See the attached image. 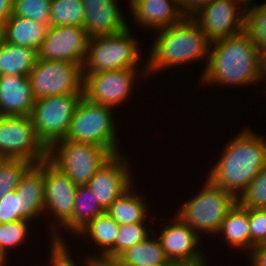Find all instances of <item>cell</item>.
Wrapping results in <instances>:
<instances>
[{"instance_id":"obj_1","label":"cell","mask_w":266,"mask_h":266,"mask_svg":"<svg viewBox=\"0 0 266 266\" xmlns=\"http://www.w3.org/2000/svg\"><path fill=\"white\" fill-rule=\"evenodd\" d=\"M206 62L200 76L205 84L241 87L262 80L259 50L245 31L211 42Z\"/></svg>"},{"instance_id":"obj_2","label":"cell","mask_w":266,"mask_h":266,"mask_svg":"<svg viewBox=\"0 0 266 266\" xmlns=\"http://www.w3.org/2000/svg\"><path fill=\"white\" fill-rule=\"evenodd\" d=\"M220 156L207 178L238 198L266 165V140L244 129L226 144Z\"/></svg>"},{"instance_id":"obj_3","label":"cell","mask_w":266,"mask_h":266,"mask_svg":"<svg viewBox=\"0 0 266 266\" xmlns=\"http://www.w3.org/2000/svg\"><path fill=\"white\" fill-rule=\"evenodd\" d=\"M146 72L154 74L171 66L208 60L210 41L192 17H184L168 28L157 30ZM159 34V35H158Z\"/></svg>"},{"instance_id":"obj_4","label":"cell","mask_w":266,"mask_h":266,"mask_svg":"<svg viewBox=\"0 0 266 266\" xmlns=\"http://www.w3.org/2000/svg\"><path fill=\"white\" fill-rule=\"evenodd\" d=\"M111 109L113 108L108 105L91 102L82 96L63 140L96 144L109 150L113 155L121 154Z\"/></svg>"},{"instance_id":"obj_5","label":"cell","mask_w":266,"mask_h":266,"mask_svg":"<svg viewBox=\"0 0 266 266\" xmlns=\"http://www.w3.org/2000/svg\"><path fill=\"white\" fill-rule=\"evenodd\" d=\"M129 26L116 34L90 37L82 74L107 70L136 69L141 51Z\"/></svg>"},{"instance_id":"obj_6","label":"cell","mask_w":266,"mask_h":266,"mask_svg":"<svg viewBox=\"0 0 266 266\" xmlns=\"http://www.w3.org/2000/svg\"><path fill=\"white\" fill-rule=\"evenodd\" d=\"M206 180L200 193L186 201L175 216L188 224L197 234L201 231L217 234L222 221L236 204L237 197L214 185L208 178Z\"/></svg>"},{"instance_id":"obj_7","label":"cell","mask_w":266,"mask_h":266,"mask_svg":"<svg viewBox=\"0 0 266 266\" xmlns=\"http://www.w3.org/2000/svg\"><path fill=\"white\" fill-rule=\"evenodd\" d=\"M113 156L109 150L96 144L60 140L48 148L47 159L77 186H81L87 185Z\"/></svg>"},{"instance_id":"obj_8","label":"cell","mask_w":266,"mask_h":266,"mask_svg":"<svg viewBox=\"0 0 266 266\" xmlns=\"http://www.w3.org/2000/svg\"><path fill=\"white\" fill-rule=\"evenodd\" d=\"M82 96L83 94H65L35 100L30 117L37 137L47 148L65 139Z\"/></svg>"},{"instance_id":"obj_9","label":"cell","mask_w":266,"mask_h":266,"mask_svg":"<svg viewBox=\"0 0 266 266\" xmlns=\"http://www.w3.org/2000/svg\"><path fill=\"white\" fill-rule=\"evenodd\" d=\"M33 97L83 94L82 68L68 61L38 59L28 75Z\"/></svg>"},{"instance_id":"obj_10","label":"cell","mask_w":266,"mask_h":266,"mask_svg":"<svg viewBox=\"0 0 266 266\" xmlns=\"http://www.w3.org/2000/svg\"><path fill=\"white\" fill-rule=\"evenodd\" d=\"M0 154L33 164L47 159L48 148L37 137L30 115H0Z\"/></svg>"},{"instance_id":"obj_11","label":"cell","mask_w":266,"mask_h":266,"mask_svg":"<svg viewBox=\"0 0 266 266\" xmlns=\"http://www.w3.org/2000/svg\"><path fill=\"white\" fill-rule=\"evenodd\" d=\"M142 71L125 68L83 75V96L91 102L114 108L131 95L138 73L146 76V66Z\"/></svg>"},{"instance_id":"obj_12","label":"cell","mask_w":266,"mask_h":266,"mask_svg":"<svg viewBox=\"0 0 266 266\" xmlns=\"http://www.w3.org/2000/svg\"><path fill=\"white\" fill-rule=\"evenodd\" d=\"M245 9V6L236 0H212L192 18L198 23L208 40L214 42L244 31Z\"/></svg>"},{"instance_id":"obj_13","label":"cell","mask_w":266,"mask_h":266,"mask_svg":"<svg viewBox=\"0 0 266 266\" xmlns=\"http://www.w3.org/2000/svg\"><path fill=\"white\" fill-rule=\"evenodd\" d=\"M89 36L80 26H49L41 43L38 59L68 61L84 65Z\"/></svg>"},{"instance_id":"obj_14","label":"cell","mask_w":266,"mask_h":266,"mask_svg":"<svg viewBox=\"0 0 266 266\" xmlns=\"http://www.w3.org/2000/svg\"><path fill=\"white\" fill-rule=\"evenodd\" d=\"M128 162L122 154L114 155L87 183L95 201H98L104 211L133 186L134 176H131Z\"/></svg>"},{"instance_id":"obj_15","label":"cell","mask_w":266,"mask_h":266,"mask_svg":"<svg viewBox=\"0 0 266 266\" xmlns=\"http://www.w3.org/2000/svg\"><path fill=\"white\" fill-rule=\"evenodd\" d=\"M45 201L44 212L54 214L63 227L71 218L77 185L48 159L44 160Z\"/></svg>"},{"instance_id":"obj_16","label":"cell","mask_w":266,"mask_h":266,"mask_svg":"<svg viewBox=\"0 0 266 266\" xmlns=\"http://www.w3.org/2000/svg\"><path fill=\"white\" fill-rule=\"evenodd\" d=\"M157 238L171 264L206 260L198 248L201 237L178 216L174 218L172 224H165Z\"/></svg>"},{"instance_id":"obj_17","label":"cell","mask_w":266,"mask_h":266,"mask_svg":"<svg viewBox=\"0 0 266 266\" xmlns=\"http://www.w3.org/2000/svg\"><path fill=\"white\" fill-rule=\"evenodd\" d=\"M82 2L84 28L89 37L116 34L128 27L117 0H82Z\"/></svg>"},{"instance_id":"obj_18","label":"cell","mask_w":266,"mask_h":266,"mask_svg":"<svg viewBox=\"0 0 266 266\" xmlns=\"http://www.w3.org/2000/svg\"><path fill=\"white\" fill-rule=\"evenodd\" d=\"M129 5L135 22L155 31L168 28L185 17L177 0H132Z\"/></svg>"},{"instance_id":"obj_19","label":"cell","mask_w":266,"mask_h":266,"mask_svg":"<svg viewBox=\"0 0 266 266\" xmlns=\"http://www.w3.org/2000/svg\"><path fill=\"white\" fill-rule=\"evenodd\" d=\"M34 102L28 76H0V115H30Z\"/></svg>"},{"instance_id":"obj_20","label":"cell","mask_w":266,"mask_h":266,"mask_svg":"<svg viewBox=\"0 0 266 266\" xmlns=\"http://www.w3.org/2000/svg\"><path fill=\"white\" fill-rule=\"evenodd\" d=\"M17 196L22 197L23 219L32 221L44 213L45 182L44 160L33 164L22 176L16 188Z\"/></svg>"},{"instance_id":"obj_21","label":"cell","mask_w":266,"mask_h":266,"mask_svg":"<svg viewBox=\"0 0 266 266\" xmlns=\"http://www.w3.org/2000/svg\"><path fill=\"white\" fill-rule=\"evenodd\" d=\"M119 224L106 212L91 220L78 235H84L93 240L99 248L100 256L94 257V261L113 264L115 262V238L119 231ZM88 234V235H87Z\"/></svg>"},{"instance_id":"obj_22","label":"cell","mask_w":266,"mask_h":266,"mask_svg":"<svg viewBox=\"0 0 266 266\" xmlns=\"http://www.w3.org/2000/svg\"><path fill=\"white\" fill-rule=\"evenodd\" d=\"M47 29L48 26L46 24L11 15L3 24V40L38 51Z\"/></svg>"},{"instance_id":"obj_23","label":"cell","mask_w":266,"mask_h":266,"mask_svg":"<svg viewBox=\"0 0 266 266\" xmlns=\"http://www.w3.org/2000/svg\"><path fill=\"white\" fill-rule=\"evenodd\" d=\"M115 266H170L158 238L147 237L125 251L114 263Z\"/></svg>"},{"instance_id":"obj_24","label":"cell","mask_w":266,"mask_h":266,"mask_svg":"<svg viewBox=\"0 0 266 266\" xmlns=\"http://www.w3.org/2000/svg\"><path fill=\"white\" fill-rule=\"evenodd\" d=\"M38 60V53L33 48L0 42V76H28Z\"/></svg>"},{"instance_id":"obj_25","label":"cell","mask_w":266,"mask_h":266,"mask_svg":"<svg viewBox=\"0 0 266 266\" xmlns=\"http://www.w3.org/2000/svg\"><path fill=\"white\" fill-rule=\"evenodd\" d=\"M218 233L224 235L229 247L250 250L249 208L237 201L222 221Z\"/></svg>"},{"instance_id":"obj_26","label":"cell","mask_w":266,"mask_h":266,"mask_svg":"<svg viewBox=\"0 0 266 266\" xmlns=\"http://www.w3.org/2000/svg\"><path fill=\"white\" fill-rule=\"evenodd\" d=\"M132 186L117 198L105 211L119 225L146 222L148 206L140 194L132 192Z\"/></svg>"},{"instance_id":"obj_27","label":"cell","mask_w":266,"mask_h":266,"mask_svg":"<svg viewBox=\"0 0 266 266\" xmlns=\"http://www.w3.org/2000/svg\"><path fill=\"white\" fill-rule=\"evenodd\" d=\"M104 212L90 188L87 185L78 186L72 218L63 227L78 234L91 220Z\"/></svg>"},{"instance_id":"obj_28","label":"cell","mask_w":266,"mask_h":266,"mask_svg":"<svg viewBox=\"0 0 266 266\" xmlns=\"http://www.w3.org/2000/svg\"><path fill=\"white\" fill-rule=\"evenodd\" d=\"M84 27L82 0H51L50 26Z\"/></svg>"},{"instance_id":"obj_29","label":"cell","mask_w":266,"mask_h":266,"mask_svg":"<svg viewBox=\"0 0 266 266\" xmlns=\"http://www.w3.org/2000/svg\"><path fill=\"white\" fill-rule=\"evenodd\" d=\"M244 31L259 51L266 48V3L246 7Z\"/></svg>"},{"instance_id":"obj_30","label":"cell","mask_w":266,"mask_h":266,"mask_svg":"<svg viewBox=\"0 0 266 266\" xmlns=\"http://www.w3.org/2000/svg\"><path fill=\"white\" fill-rule=\"evenodd\" d=\"M33 165L24 159H5L0 165V201L9 192L16 190L22 176Z\"/></svg>"},{"instance_id":"obj_31","label":"cell","mask_w":266,"mask_h":266,"mask_svg":"<svg viewBox=\"0 0 266 266\" xmlns=\"http://www.w3.org/2000/svg\"><path fill=\"white\" fill-rule=\"evenodd\" d=\"M30 221L19 220L0 224V263L7 264L8 249L18 247L27 240Z\"/></svg>"},{"instance_id":"obj_32","label":"cell","mask_w":266,"mask_h":266,"mask_svg":"<svg viewBox=\"0 0 266 266\" xmlns=\"http://www.w3.org/2000/svg\"><path fill=\"white\" fill-rule=\"evenodd\" d=\"M51 0H13L12 15L50 26Z\"/></svg>"},{"instance_id":"obj_33","label":"cell","mask_w":266,"mask_h":266,"mask_svg":"<svg viewBox=\"0 0 266 266\" xmlns=\"http://www.w3.org/2000/svg\"><path fill=\"white\" fill-rule=\"evenodd\" d=\"M237 201L249 209H266V165L238 196Z\"/></svg>"},{"instance_id":"obj_34","label":"cell","mask_w":266,"mask_h":266,"mask_svg":"<svg viewBox=\"0 0 266 266\" xmlns=\"http://www.w3.org/2000/svg\"><path fill=\"white\" fill-rule=\"evenodd\" d=\"M145 223L121 224L119 226L115 238V261L130 247L149 237L150 229L146 227Z\"/></svg>"},{"instance_id":"obj_35","label":"cell","mask_w":266,"mask_h":266,"mask_svg":"<svg viewBox=\"0 0 266 266\" xmlns=\"http://www.w3.org/2000/svg\"><path fill=\"white\" fill-rule=\"evenodd\" d=\"M56 223V224H55ZM51 224V231H52V235H51V241H52V247H51V266H76L77 264L75 263V261L73 260L74 258H72V256H70L69 254V250H68V246H66L65 241L63 240L64 235L62 236V234L59 231L60 228L56 227L55 225H57V222L54 221ZM56 227V229H55ZM58 229V230H57Z\"/></svg>"},{"instance_id":"obj_36","label":"cell","mask_w":266,"mask_h":266,"mask_svg":"<svg viewBox=\"0 0 266 266\" xmlns=\"http://www.w3.org/2000/svg\"><path fill=\"white\" fill-rule=\"evenodd\" d=\"M23 219V201L16 190L6 194L0 201V224L16 222Z\"/></svg>"},{"instance_id":"obj_37","label":"cell","mask_w":266,"mask_h":266,"mask_svg":"<svg viewBox=\"0 0 266 266\" xmlns=\"http://www.w3.org/2000/svg\"><path fill=\"white\" fill-rule=\"evenodd\" d=\"M250 251L266 243V209H249Z\"/></svg>"},{"instance_id":"obj_38","label":"cell","mask_w":266,"mask_h":266,"mask_svg":"<svg viewBox=\"0 0 266 266\" xmlns=\"http://www.w3.org/2000/svg\"><path fill=\"white\" fill-rule=\"evenodd\" d=\"M212 0H183L181 9L185 17H192L197 11L206 6Z\"/></svg>"},{"instance_id":"obj_39","label":"cell","mask_w":266,"mask_h":266,"mask_svg":"<svg viewBox=\"0 0 266 266\" xmlns=\"http://www.w3.org/2000/svg\"><path fill=\"white\" fill-rule=\"evenodd\" d=\"M250 255L251 266H266V243L254 247Z\"/></svg>"},{"instance_id":"obj_40","label":"cell","mask_w":266,"mask_h":266,"mask_svg":"<svg viewBox=\"0 0 266 266\" xmlns=\"http://www.w3.org/2000/svg\"><path fill=\"white\" fill-rule=\"evenodd\" d=\"M13 0H0V23L4 24L12 15Z\"/></svg>"},{"instance_id":"obj_41","label":"cell","mask_w":266,"mask_h":266,"mask_svg":"<svg viewBox=\"0 0 266 266\" xmlns=\"http://www.w3.org/2000/svg\"><path fill=\"white\" fill-rule=\"evenodd\" d=\"M261 77L266 74V48L259 51Z\"/></svg>"},{"instance_id":"obj_42","label":"cell","mask_w":266,"mask_h":266,"mask_svg":"<svg viewBox=\"0 0 266 266\" xmlns=\"http://www.w3.org/2000/svg\"><path fill=\"white\" fill-rule=\"evenodd\" d=\"M88 259V260H87ZM87 259H84L85 262L84 264L86 266H115L114 264H109V263H103V262H100V261H94V255L92 257H88Z\"/></svg>"},{"instance_id":"obj_43","label":"cell","mask_w":266,"mask_h":266,"mask_svg":"<svg viewBox=\"0 0 266 266\" xmlns=\"http://www.w3.org/2000/svg\"><path fill=\"white\" fill-rule=\"evenodd\" d=\"M206 260L203 261H197L194 263H180V264H171L170 266H206L207 264Z\"/></svg>"},{"instance_id":"obj_44","label":"cell","mask_w":266,"mask_h":266,"mask_svg":"<svg viewBox=\"0 0 266 266\" xmlns=\"http://www.w3.org/2000/svg\"><path fill=\"white\" fill-rule=\"evenodd\" d=\"M3 40V24L0 23V42Z\"/></svg>"},{"instance_id":"obj_45","label":"cell","mask_w":266,"mask_h":266,"mask_svg":"<svg viewBox=\"0 0 266 266\" xmlns=\"http://www.w3.org/2000/svg\"><path fill=\"white\" fill-rule=\"evenodd\" d=\"M6 158L0 154V165Z\"/></svg>"},{"instance_id":"obj_46","label":"cell","mask_w":266,"mask_h":266,"mask_svg":"<svg viewBox=\"0 0 266 266\" xmlns=\"http://www.w3.org/2000/svg\"><path fill=\"white\" fill-rule=\"evenodd\" d=\"M261 78H262V80H261V81H264V78H266V74H265V75H263Z\"/></svg>"}]
</instances>
